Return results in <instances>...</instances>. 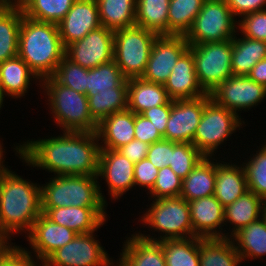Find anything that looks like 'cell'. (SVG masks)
Masks as SVG:
<instances>
[{
    "label": "cell",
    "instance_id": "5",
    "mask_svg": "<svg viewBox=\"0 0 266 266\" xmlns=\"http://www.w3.org/2000/svg\"><path fill=\"white\" fill-rule=\"evenodd\" d=\"M42 81L54 118L64 132H97L98 123L90 115L86 94L60 84L53 76Z\"/></svg>",
    "mask_w": 266,
    "mask_h": 266
},
{
    "label": "cell",
    "instance_id": "41",
    "mask_svg": "<svg viewBox=\"0 0 266 266\" xmlns=\"http://www.w3.org/2000/svg\"><path fill=\"white\" fill-rule=\"evenodd\" d=\"M258 151L244 165V169L248 190L264 200L266 199V144Z\"/></svg>",
    "mask_w": 266,
    "mask_h": 266
},
{
    "label": "cell",
    "instance_id": "17",
    "mask_svg": "<svg viewBox=\"0 0 266 266\" xmlns=\"http://www.w3.org/2000/svg\"><path fill=\"white\" fill-rule=\"evenodd\" d=\"M133 171L134 163L117 150L100 149L97 176L106 179L110 195L114 199L135 186Z\"/></svg>",
    "mask_w": 266,
    "mask_h": 266
},
{
    "label": "cell",
    "instance_id": "13",
    "mask_svg": "<svg viewBox=\"0 0 266 266\" xmlns=\"http://www.w3.org/2000/svg\"><path fill=\"white\" fill-rule=\"evenodd\" d=\"M210 97L217 105L237 114V110L258 105L266 97V87L247 75H232L211 91Z\"/></svg>",
    "mask_w": 266,
    "mask_h": 266
},
{
    "label": "cell",
    "instance_id": "6",
    "mask_svg": "<svg viewBox=\"0 0 266 266\" xmlns=\"http://www.w3.org/2000/svg\"><path fill=\"white\" fill-rule=\"evenodd\" d=\"M157 36L139 26L114 31L113 60L127 80L142 77Z\"/></svg>",
    "mask_w": 266,
    "mask_h": 266
},
{
    "label": "cell",
    "instance_id": "22",
    "mask_svg": "<svg viewBox=\"0 0 266 266\" xmlns=\"http://www.w3.org/2000/svg\"><path fill=\"white\" fill-rule=\"evenodd\" d=\"M41 211L52 222L68 227L78 234L94 232L105 222L89 207L41 208Z\"/></svg>",
    "mask_w": 266,
    "mask_h": 266
},
{
    "label": "cell",
    "instance_id": "2",
    "mask_svg": "<svg viewBox=\"0 0 266 266\" xmlns=\"http://www.w3.org/2000/svg\"><path fill=\"white\" fill-rule=\"evenodd\" d=\"M0 163V236L8 242L10 233L31 231L42 214L41 187L30 183Z\"/></svg>",
    "mask_w": 266,
    "mask_h": 266
},
{
    "label": "cell",
    "instance_id": "46",
    "mask_svg": "<svg viewBox=\"0 0 266 266\" xmlns=\"http://www.w3.org/2000/svg\"><path fill=\"white\" fill-rule=\"evenodd\" d=\"M172 153L173 142L163 139L149 146L147 158L157 169H161L170 166Z\"/></svg>",
    "mask_w": 266,
    "mask_h": 266
},
{
    "label": "cell",
    "instance_id": "19",
    "mask_svg": "<svg viewBox=\"0 0 266 266\" xmlns=\"http://www.w3.org/2000/svg\"><path fill=\"white\" fill-rule=\"evenodd\" d=\"M189 209L193 237L228 238L216 231L217 227L222 230L224 207L214 195L189 201Z\"/></svg>",
    "mask_w": 266,
    "mask_h": 266
},
{
    "label": "cell",
    "instance_id": "37",
    "mask_svg": "<svg viewBox=\"0 0 266 266\" xmlns=\"http://www.w3.org/2000/svg\"><path fill=\"white\" fill-rule=\"evenodd\" d=\"M128 88H112L87 96L92 118L99 124L113 113L127 109Z\"/></svg>",
    "mask_w": 266,
    "mask_h": 266
},
{
    "label": "cell",
    "instance_id": "25",
    "mask_svg": "<svg viewBox=\"0 0 266 266\" xmlns=\"http://www.w3.org/2000/svg\"><path fill=\"white\" fill-rule=\"evenodd\" d=\"M170 100L163 84L149 82L143 78L128 79L127 109L135 114L165 105Z\"/></svg>",
    "mask_w": 266,
    "mask_h": 266
},
{
    "label": "cell",
    "instance_id": "44",
    "mask_svg": "<svg viewBox=\"0 0 266 266\" xmlns=\"http://www.w3.org/2000/svg\"><path fill=\"white\" fill-rule=\"evenodd\" d=\"M241 32L247 38L266 42V10L246 14L237 23Z\"/></svg>",
    "mask_w": 266,
    "mask_h": 266
},
{
    "label": "cell",
    "instance_id": "33",
    "mask_svg": "<svg viewBox=\"0 0 266 266\" xmlns=\"http://www.w3.org/2000/svg\"><path fill=\"white\" fill-rule=\"evenodd\" d=\"M232 238H235V242L237 241L236 251L242 260L266 255V223L262 217L241 228Z\"/></svg>",
    "mask_w": 266,
    "mask_h": 266
},
{
    "label": "cell",
    "instance_id": "36",
    "mask_svg": "<svg viewBox=\"0 0 266 266\" xmlns=\"http://www.w3.org/2000/svg\"><path fill=\"white\" fill-rule=\"evenodd\" d=\"M206 0H169L168 35H183L192 27Z\"/></svg>",
    "mask_w": 266,
    "mask_h": 266
},
{
    "label": "cell",
    "instance_id": "31",
    "mask_svg": "<svg viewBox=\"0 0 266 266\" xmlns=\"http://www.w3.org/2000/svg\"><path fill=\"white\" fill-rule=\"evenodd\" d=\"M262 202L263 199L248 190L235 202L224 207V222L229 221L234 224L232 236L241 228L262 217Z\"/></svg>",
    "mask_w": 266,
    "mask_h": 266
},
{
    "label": "cell",
    "instance_id": "40",
    "mask_svg": "<svg viewBox=\"0 0 266 266\" xmlns=\"http://www.w3.org/2000/svg\"><path fill=\"white\" fill-rule=\"evenodd\" d=\"M204 157L192 143L173 142V153L169 167L183 180Z\"/></svg>",
    "mask_w": 266,
    "mask_h": 266
},
{
    "label": "cell",
    "instance_id": "9",
    "mask_svg": "<svg viewBox=\"0 0 266 266\" xmlns=\"http://www.w3.org/2000/svg\"><path fill=\"white\" fill-rule=\"evenodd\" d=\"M195 62L199 85L210 94L219 84L233 75L232 40L189 45Z\"/></svg>",
    "mask_w": 266,
    "mask_h": 266
},
{
    "label": "cell",
    "instance_id": "16",
    "mask_svg": "<svg viewBox=\"0 0 266 266\" xmlns=\"http://www.w3.org/2000/svg\"><path fill=\"white\" fill-rule=\"evenodd\" d=\"M65 48L84 38L90 31L100 28L101 22L96 0H75L65 17L57 24Z\"/></svg>",
    "mask_w": 266,
    "mask_h": 266
},
{
    "label": "cell",
    "instance_id": "32",
    "mask_svg": "<svg viewBox=\"0 0 266 266\" xmlns=\"http://www.w3.org/2000/svg\"><path fill=\"white\" fill-rule=\"evenodd\" d=\"M169 0H136V26L168 35Z\"/></svg>",
    "mask_w": 266,
    "mask_h": 266
},
{
    "label": "cell",
    "instance_id": "54",
    "mask_svg": "<svg viewBox=\"0 0 266 266\" xmlns=\"http://www.w3.org/2000/svg\"><path fill=\"white\" fill-rule=\"evenodd\" d=\"M262 218L265 220L266 223V199L262 202Z\"/></svg>",
    "mask_w": 266,
    "mask_h": 266
},
{
    "label": "cell",
    "instance_id": "10",
    "mask_svg": "<svg viewBox=\"0 0 266 266\" xmlns=\"http://www.w3.org/2000/svg\"><path fill=\"white\" fill-rule=\"evenodd\" d=\"M239 126H242V122L238 114L217 105L211 99L204 106L203 114L196 128L192 144L205 157H209Z\"/></svg>",
    "mask_w": 266,
    "mask_h": 266
},
{
    "label": "cell",
    "instance_id": "42",
    "mask_svg": "<svg viewBox=\"0 0 266 266\" xmlns=\"http://www.w3.org/2000/svg\"><path fill=\"white\" fill-rule=\"evenodd\" d=\"M53 77L62 85L87 94V68H83L69 60L66 56L61 60Z\"/></svg>",
    "mask_w": 266,
    "mask_h": 266
},
{
    "label": "cell",
    "instance_id": "49",
    "mask_svg": "<svg viewBox=\"0 0 266 266\" xmlns=\"http://www.w3.org/2000/svg\"><path fill=\"white\" fill-rule=\"evenodd\" d=\"M170 112H171V100L165 105H159L147 109L143 111L141 115L149 119L163 137Z\"/></svg>",
    "mask_w": 266,
    "mask_h": 266
},
{
    "label": "cell",
    "instance_id": "39",
    "mask_svg": "<svg viewBox=\"0 0 266 266\" xmlns=\"http://www.w3.org/2000/svg\"><path fill=\"white\" fill-rule=\"evenodd\" d=\"M74 2L75 0H31L22 12L34 20L58 24Z\"/></svg>",
    "mask_w": 266,
    "mask_h": 266
},
{
    "label": "cell",
    "instance_id": "55",
    "mask_svg": "<svg viewBox=\"0 0 266 266\" xmlns=\"http://www.w3.org/2000/svg\"><path fill=\"white\" fill-rule=\"evenodd\" d=\"M8 243L0 236V252L6 247Z\"/></svg>",
    "mask_w": 266,
    "mask_h": 266
},
{
    "label": "cell",
    "instance_id": "12",
    "mask_svg": "<svg viewBox=\"0 0 266 266\" xmlns=\"http://www.w3.org/2000/svg\"><path fill=\"white\" fill-rule=\"evenodd\" d=\"M210 100L208 93L194 99L171 100V112L163 139L176 143H192L204 106Z\"/></svg>",
    "mask_w": 266,
    "mask_h": 266
},
{
    "label": "cell",
    "instance_id": "52",
    "mask_svg": "<svg viewBox=\"0 0 266 266\" xmlns=\"http://www.w3.org/2000/svg\"><path fill=\"white\" fill-rule=\"evenodd\" d=\"M247 76L251 80L266 87V58L257 62Z\"/></svg>",
    "mask_w": 266,
    "mask_h": 266
},
{
    "label": "cell",
    "instance_id": "50",
    "mask_svg": "<svg viewBox=\"0 0 266 266\" xmlns=\"http://www.w3.org/2000/svg\"><path fill=\"white\" fill-rule=\"evenodd\" d=\"M149 146L150 145L146 142L133 139L126 145H123L122 147L117 149V151L131 162L137 163L142 159L147 158Z\"/></svg>",
    "mask_w": 266,
    "mask_h": 266
},
{
    "label": "cell",
    "instance_id": "7",
    "mask_svg": "<svg viewBox=\"0 0 266 266\" xmlns=\"http://www.w3.org/2000/svg\"><path fill=\"white\" fill-rule=\"evenodd\" d=\"M142 221L150 225L155 231L163 232L160 238H149L139 235L147 240L162 241L175 239H188L193 237L189 202L181 197L160 198L153 201L147 213L142 216ZM188 235V236H187Z\"/></svg>",
    "mask_w": 266,
    "mask_h": 266
},
{
    "label": "cell",
    "instance_id": "47",
    "mask_svg": "<svg viewBox=\"0 0 266 266\" xmlns=\"http://www.w3.org/2000/svg\"><path fill=\"white\" fill-rule=\"evenodd\" d=\"M133 172L135 186L139 185L151 190L156 182L159 169H157L148 158H145L134 163Z\"/></svg>",
    "mask_w": 266,
    "mask_h": 266
},
{
    "label": "cell",
    "instance_id": "18",
    "mask_svg": "<svg viewBox=\"0 0 266 266\" xmlns=\"http://www.w3.org/2000/svg\"><path fill=\"white\" fill-rule=\"evenodd\" d=\"M28 233V241L41 263L57 249L71 242L78 234L68 227L52 222L43 213Z\"/></svg>",
    "mask_w": 266,
    "mask_h": 266
},
{
    "label": "cell",
    "instance_id": "35",
    "mask_svg": "<svg viewBox=\"0 0 266 266\" xmlns=\"http://www.w3.org/2000/svg\"><path fill=\"white\" fill-rule=\"evenodd\" d=\"M166 266H200L199 244L201 237L159 241Z\"/></svg>",
    "mask_w": 266,
    "mask_h": 266
},
{
    "label": "cell",
    "instance_id": "14",
    "mask_svg": "<svg viewBox=\"0 0 266 266\" xmlns=\"http://www.w3.org/2000/svg\"><path fill=\"white\" fill-rule=\"evenodd\" d=\"M188 48L189 43L183 35H158L141 78L164 85L178 59Z\"/></svg>",
    "mask_w": 266,
    "mask_h": 266
},
{
    "label": "cell",
    "instance_id": "3",
    "mask_svg": "<svg viewBox=\"0 0 266 266\" xmlns=\"http://www.w3.org/2000/svg\"><path fill=\"white\" fill-rule=\"evenodd\" d=\"M65 50L57 24L23 15L18 36V56L40 80L54 75L65 57Z\"/></svg>",
    "mask_w": 266,
    "mask_h": 266
},
{
    "label": "cell",
    "instance_id": "27",
    "mask_svg": "<svg viewBox=\"0 0 266 266\" xmlns=\"http://www.w3.org/2000/svg\"><path fill=\"white\" fill-rule=\"evenodd\" d=\"M30 76L39 79L18 55L0 63V89L5 95L23 96L30 86Z\"/></svg>",
    "mask_w": 266,
    "mask_h": 266
},
{
    "label": "cell",
    "instance_id": "21",
    "mask_svg": "<svg viewBox=\"0 0 266 266\" xmlns=\"http://www.w3.org/2000/svg\"><path fill=\"white\" fill-rule=\"evenodd\" d=\"M135 113L129 109L113 113L99 124L97 134L104 144L100 149L117 150L135 139Z\"/></svg>",
    "mask_w": 266,
    "mask_h": 266
},
{
    "label": "cell",
    "instance_id": "57",
    "mask_svg": "<svg viewBox=\"0 0 266 266\" xmlns=\"http://www.w3.org/2000/svg\"><path fill=\"white\" fill-rule=\"evenodd\" d=\"M2 156H3V149L0 143V163L2 162V158H3Z\"/></svg>",
    "mask_w": 266,
    "mask_h": 266
},
{
    "label": "cell",
    "instance_id": "28",
    "mask_svg": "<svg viewBox=\"0 0 266 266\" xmlns=\"http://www.w3.org/2000/svg\"><path fill=\"white\" fill-rule=\"evenodd\" d=\"M234 240L228 238H201L200 266H237L242 261Z\"/></svg>",
    "mask_w": 266,
    "mask_h": 266
},
{
    "label": "cell",
    "instance_id": "29",
    "mask_svg": "<svg viewBox=\"0 0 266 266\" xmlns=\"http://www.w3.org/2000/svg\"><path fill=\"white\" fill-rule=\"evenodd\" d=\"M101 25L112 31L136 26V0H96Z\"/></svg>",
    "mask_w": 266,
    "mask_h": 266
},
{
    "label": "cell",
    "instance_id": "30",
    "mask_svg": "<svg viewBox=\"0 0 266 266\" xmlns=\"http://www.w3.org/2000/svg\"><path fill=\"white\" fill-rule=\"evenodd\" d=\"M266 58V42L243 36L232 39V72L233 75H248L253 66Z\"/></svg>",
    "mask_w": 266,
    "mask_h": 266
},
{
    "label": "cell",
    "instance_id": "56",
    "mask_svg": "<svg viewBox=\"0 0 266 266\" xmlns=\"http://www.w3.org/2000/svg\"><path fill=\"white\" fill-rule=\"evenodd\" d=\"M3 98H4V92L0 89V108L2 107L3 104Z\"/></svg>",
    "mask_w": 266,
    "mask_h": 266
},
{
    "label": "cell",
    "instance_id": "1",
    "mask_svg": "<svg viewBox=\"0 0 266 266\" xmlns=\"http://www.w3.org/2000/svg\"><path fill=\"white\" fill-rule=\"evenodd\" d=\"M99 140L96 132H64L63 136L25 142L15 150L28 165L57 176H97Z\"/></svg>",
    "mask_w": 266,
    "mask_h": 266
},
{
    "label": "cell",
    "instance_id": "8",
    "mask_svg": "<svg viewBox=\"0 0 266 266\" xmlns=\"http://www.w3.org/2000/svg\"><path fill=\"white\" fill-rule=\"evenodd\" d=\"M236 22L225 0H206L185 38L189 45L224 42L235 37Z\"/></svg>",
    "mask_w": 266,
    "mask_h": 266
},
{
    "label": "cell",
    "instance_id": "45",
    "mask_svg": "<svg viewBox=\"0 0 266 266\" xmlns=\"http://www.w3.org/2000/svg\"><path fill=\"white\" fill-rule=\"evenodd\" d=\"M31 252L19 246L6 245L0 252V266H36ZM45 266L44 264H42Z\"/></svg>",
    "mask_w": 266,
    "mask_h": 266
},
{
    "label": "cell",
    "instance_id": "38",
    "mask_svg": "<svg viewBox=\"0 0 266 266\" xmlns=\"http://www.w3.org/2000/svg\"><path fill=\"white\" fill-rule=\"evenodd\" d=\"M87 96L112 88H128V80L121 73L114 60L87 69Z\"/></svg>",
    "mask_w": 266,
    "mask_h": 266
},
{
    "label": "cell",
    "instance_id": "20",
    "mask_svg": "<svg viewBox=\"0 0 266 266\" xmlns=\"http://www.w3.org/2000/svg\"><path fill=\"white\" fill-rule=\"evenodd\" d=\"M164 88L171 100L194 99L207 94L198 83L194 58L189 48L178 59Z\"/></svg>",
    "mask_w": 266,
    "mask_h": 266
},
{
    "label": "cell",
    "instance_id": "51",
    "mask_svg": "<svg viewBox=\"0 0 266 266\" xmlns=\"http://www.w3.org/2000/svg\"><path fill=\"white\" fill-rule=\"evenodd\" d=\"M234 16H244L256 11H262L266 0H225Z\"/></svg>",
    "mask_w": 266,
    "mask_h": 266
},
{
    "label": "cell",
    "instance_id": "15",
    "mask_svg": "<svg viewBox=\"0 0 266 266\" xmlns=\"http://www.w3.org/2000/svg\"><path fill=\"white\" fill-rule=\"evenodd\" d=\"M114 31L101 26L69 44L65 56L83 68L92 69L113 60Z\"/></svg>",
    "mask_w": 266,
    "mask_h": 266
},
{
    "label": "cell",
    "instance_id": "24",
    "mask_svg": "<svg viewBox=\"0 0 266 266\" xmlns=\"http://www.w3.org/2000/svg\"><path fill=\"white\" fill-rule=\"evenodd\" d=\"M214 196L223 207L235 202L248 191L246 172L235 164L216 163Z\"/></svg>",
    "mask_w": 266,
    "mask_h": 266
},
{
    "label": "cell",
    "instance_id": "43",
    "mask_svg": "<svg viewBox=\"0 0 266 266\" xmlns=\"http://www.w3.org/2000/svg\"><path fill=\"white\" fill-rule=\"evenodd\" d=\"M182 179L169 166L159 169L156 182L150 190L155 200L168 197H180Z\"/></svg>",
    "mask_w": 266,
    "mask_h": 266
},
{
    "label": "cell",
    "instance_id": "4",
    "mask_svg": "<svg viewBox=\"0 0 266 266\" xmlns=\"http://www.w3.org/2000/svg\"><path fill=\"white\" fill-rule=\"evenodd\" d=\"M97 178L98 176L56 175L41 187V208L89 207L106 221V200Z\"/></svg>",
    "mask_w": 266,
    "mask_h": 266
},
{
    "label": "cell",
    "instance_id": "53",
    "mask_svg": "<svg viewBox=\"0 0 266 266\" xmlns=\"http://www.w3.org/2000/svg\"><path fill=\"white\" fill-rule=\"evenodd\" d=\"M0 2L1 7L23 11L31 2V0H14V2H12L11 0H0Z\"/></svg>",
    "mask_w": 266,
    "mask_h": 266
},
{
    "label": "cell",
    "instance_id": "34",
    "mask_svg": "<svg viewBox=\"0 0 266 266\" xmlns=\"http://www.w3.org/2000/svg\"><path fill=\"white\" fill-rule=\"evenodd\" d=\"M22 17V10L0 7V63L18 55Z\"/></svg>",
    "mask_w": 266,
    "mask_h": 266
},
{
    "label": "cell",
    "instance_id": "23",
    "mask_svg": "<svg viewBox=\"0 0 266 266\" xmlns=\"http://www.w3.org/2000/svg\"><path fill=\"white\" fill-rule=\"evenodd\" d=\"M118 266H166L165 256L159 241L132 235L123 246Z\"/></svg>",
    "mask_w": 266,
    "mask_h": 266
},
{
    "label": "cell",
    "instance_id": "11",
    "mask_svg": "<svg viewBox=\"0 0 266 266\" xmlns=\"http://www.w3.org/2000/svg\"><path fill=\"white\" fill-rule=\"evenodd\" d=\"M94 232L77 234L75 238L53 252L45 266H113L107 252L93 237Z\"/></svg>",
    "mask_w": 266,
    "mask_h": 266
},
{
    "label": "cell",
    "instance_id": "26",
    "mask_svg": "<svg viewBox=\"0 0 266 266\" xmlns=\"http://www.w3.org/2000/svg\"><path fill=\"white\" fill-rule=\"evenodd\" d=\"M210 157H204L193 170L182 180L180 197L191 200L214 195L216 164Z\"/></svg>",
    "mask_w": 266,
    "mask_h": 266
},
{
    "label": "cell",
    "instance_id": "48",
    "mask_svg": "<svg viewBox=\"0 0 266 266\" xmlns=\"http://www.w3.org/2000/svg\"><path fill=\"white\" fill-rule=\"evenodd\" d=\"M134 133L135 139L146 142L149 145L163 140L153 123L141 114H135Z\"/></svg>",
    "mask_w": 266,
    "mask_h": 266
}]
</instances>
